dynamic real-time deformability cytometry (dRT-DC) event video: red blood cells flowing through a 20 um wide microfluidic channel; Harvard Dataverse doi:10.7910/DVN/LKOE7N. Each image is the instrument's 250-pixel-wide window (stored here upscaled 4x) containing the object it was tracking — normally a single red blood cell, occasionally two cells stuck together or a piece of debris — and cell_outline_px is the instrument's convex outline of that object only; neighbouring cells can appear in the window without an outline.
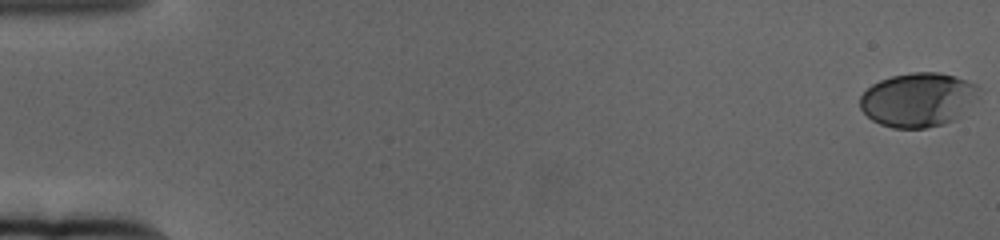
{"species": "human", "species_latin": "Homo sapiens", "temperature_condition": "cold", "stored_images_in_passage": 62, "camera_frame_rate_fps": 3000, "um_per_image_px": 0.085, "donor": {"sex": "female"}, "frame": {"image": 1, "passage_image": 1, "time_ms": 0.0, "image_size_px": [1000, 240], "cell_outline_px": [[980, 96], [952, 120], [944, 124], [924, 128], [892, 128], [880, 124], [872, 120], [860, 108], [860, 96], [872, 84], [880, 80], [892, 76], [912, 72], [940, 72], [956, 76], [976, 84], [980, 88]], "centroid_in_image_um": [78.03, 8.46], "position_along_channel_um": 7.0, "area_um2": 37.4}}
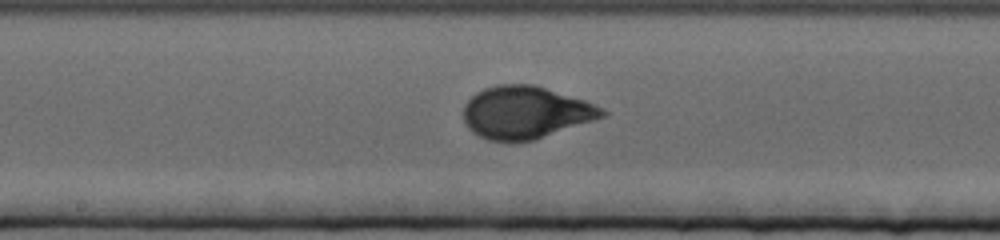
{"frame": {"image": 2, "passage_image": 34, "time_ms": 11.0, "image_size_px": [1000, 240], "cell_outline_px": [[608, 116], [532, 140], [508, 144], [488, 140], [472, 132], [468, 128], [464, 120], [464, 104], [476, 92], [484, 88], [496, 84], [532, 84], [584, 100], [604, 108], [608, 112]], "centroid_in_image_um": [44.66, 9.58], "position_along_channel_um": 203.5, "area_um2": 42.71}}
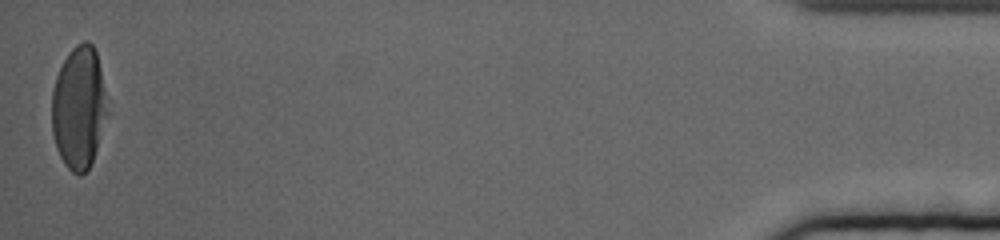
{"frame": {"image": 3, "passage_image": 62, "time_ms": 20.333, "image_size_px": [1000, 240], "cell_outline_px": [[108, 112], [92, 160], [88, 168], [80, 176], [72, 172], [64, 164], [56, 148], [52, 132], [52, 88], [56, 76], [68, 52], [76, 44], [84, 40], [88, 40], [92, 44], [96, 52], [100, 68]], "centroid_in_image_um": [6.68, 9.13], "position_along_channel_um": 428.5, "area_um2": 39.42}, "authors_computed_cell_mechanics": {"area_um2": 39.6219, "velocity_mm_per_s": 3.3171, "shape_relaxation_time_tau1_ms": 4.2981, "shape_relaxation_time_tau2_ms": null, "deformation_change_tau1": 0.1799, "deformation_change_tau2": null}}